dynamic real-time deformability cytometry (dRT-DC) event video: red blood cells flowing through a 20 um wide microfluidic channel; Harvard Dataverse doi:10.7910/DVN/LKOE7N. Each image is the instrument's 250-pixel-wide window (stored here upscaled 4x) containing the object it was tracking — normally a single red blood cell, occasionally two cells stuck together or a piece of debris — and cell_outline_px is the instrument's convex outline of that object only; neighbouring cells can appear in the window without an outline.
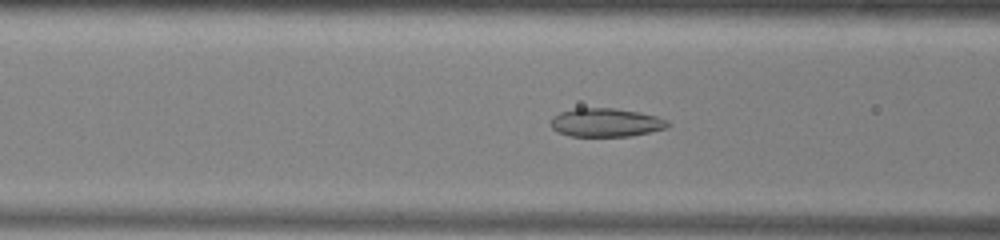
{"species": "common noctule bat (a hibernating species)", "species_latin": "Nyctalus noctula", "temperature_condition": "warm", "stored_images_in_passage": 51, "camera_frame_rate_fps": 3000, "um_per_image_px": 0.085, "animal": {"sex": "male", "body_mass_g": 13.0, "forearm_length_mm": 53.1}, "frame": {"image": 1, "passage_image": 19, "time_ms": 6.0, "image_size_px": [1000, 240], "cell_outline_px": [[672, 124], [668, 128], [632, 136], [568, 136], [556, 132], [552, 128], [552, 116], [560, 112], [576, 108], [616, 108], [640, 112], [656, 116], [668, 120]], "centroid_in_image_um": [51.53, 10.42], "position_along_channel_um": 115.1, "area_um2": 19.71}}
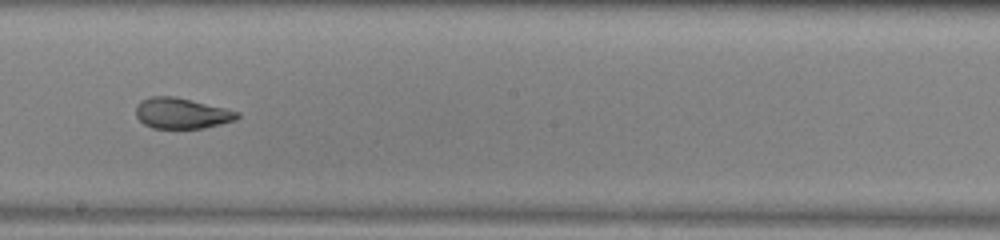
{"frame": {"image": 2, "passage_image": 28, "time_ms": 9.0, "image_size_px": [1000, 240], "cell_outline_px": [[240, 116], [236, 120], [204, 128], [152, 128], [144, 124], [136, 116], [136, 104], [140, 100], [152, 96], [176, 96], [240, 112]], "centroid_in_image_um": [15.43, 9.62], "position_along_channel_um": 232.8, "area_um2": 18.21}}
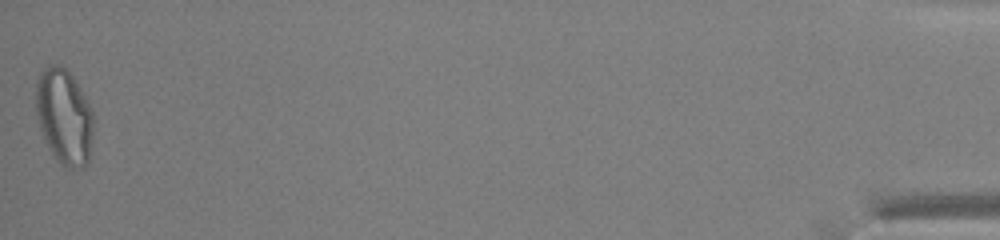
{"frame": {"image": 3, "passage_image": 51, "time_ms": 16.667, "image_size_px": [1000, 240], "cell_outline_px": [[92, 136], [88, 164], [80, 168], [64, 168], [56, 160], [48, 148], [44, 140], [36, 116], [36, 76], [44, 68], [52, 64], [60, 64], [72, 76], [84, 96], [92, 112]], "centroid_in_image_um": [5.42, 9.93], "position_along_channel_um": 429.8, "area_um2": 32.08}, "authors_computed_cell_mechanics": {"area_um2": 22.4264, "velocity_mm_per_s": 3.9349, "shape_relaxation_time_tau1_ms": 10.5144, "shape_relaxation_time_tau2_ms": 1.7516, "deformation_change_tau1": 0.2767, "deformation_change_tau2": 0.0608}}